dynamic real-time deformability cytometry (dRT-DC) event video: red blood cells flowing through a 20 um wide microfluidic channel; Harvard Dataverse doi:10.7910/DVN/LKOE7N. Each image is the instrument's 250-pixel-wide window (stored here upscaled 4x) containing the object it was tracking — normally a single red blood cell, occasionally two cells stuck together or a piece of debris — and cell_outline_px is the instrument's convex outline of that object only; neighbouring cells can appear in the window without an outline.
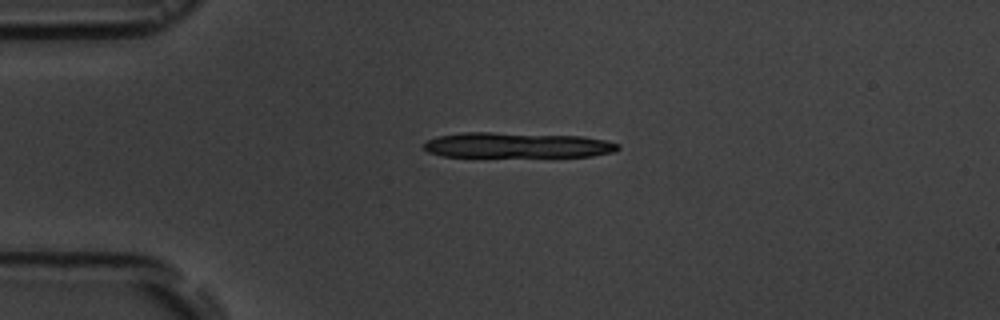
{"species": "common noctule bat (a hibernating species)", "species_latin": "Nyctalus noctula", "temperature_condition": "room temperature", "stored_images_in_passage": 44, "segment_of_instrument_passage": [1, 2], "camera_frame_rate_fps": 3000, "um_per_image_px": 0.085, "animal": {"sex": "male", "body_mass_g": 19.5, "forearm_length_mm": 54.6}, "frame": {"image": 1, "passage_image": 1, "time_ms": 0.0, "image_size_px": [1000, 320], "cell_outline_px": [[620, 148], [612, 152], [592, 156], [444, 156], [428, 152], [424, 148], [424, 144], [428, 140], [436, 136], [464, 132], [492, 132], [580, 136], [604, 140], [620, 144]], "centroid_in_image_um": [43.94, 12.33], "position_along_channel_um": 41.1, "area_um2": 28.44}}